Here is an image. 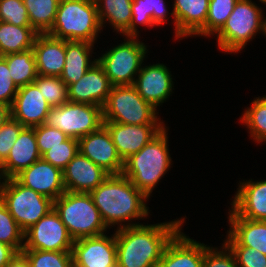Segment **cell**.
<instances>
[{
	"label": "cell",
	"instance_id": "cell-1",
	"mask_svg": "<svg viewBox=\"0 0 266 267\" xmlns=\"http://www.w3.org/2000/svg\"><path fill=\"white\" fill-rule=\"evenodd\" d=\"M184 220L117 229V267H159L167 243L182 228Z\"/></svg>",
	"mask_w": 266,
	"mask_h": 267
},
{
	"label": "cell",
	"instance_id": "cell-2",
	"mask_svg": "<svg viewBox=\"0 0 266 267\" xmlns=\"http://www.w3.org/2000/svg\"><path fill=\"white\" fill-rule=\"evenodd\" d=\"M89 194L107 228L118 224L117 229L139 225L121 222L142 219L150 213L144 203L148 198L123 174H110Z\"/></svg>",
	"mask_w": 266,
	"mask_h": 267
},
{
	"label": "cell",
	"instance_id": "cell-3",
	"mask_svg": "<svg viewBox=\"0 0 266 267\" xmlns=\"http://www.w3.org/2000/svg\"><path fill=\"white\" fill-rule=\"evenodd\" d=\"M166 127L139 152L124 161L122 174L147 198L170 168Z\"/></svg>",
	"mask_w": 266,
	"mask_h": 267
},
{
	"label": "cell",
	"instance_id": "cell-4",
	"mask_svg": "<svg viewBox=\"0 0 266 267\" xmlns=\"http://www.w3.org/2000/svg\"><path fill=\"white\" fill-rule=\"evenodd\" d=\"M100 30L95 0H60L55 22L47 34L66 41L94 44Z\"/></svg>",
	"mask_w": 266,
	"mask_h": 267
},
{
	"label": "cell",
	"instance_id": "cell-5",
	"mask_svg": "<svg viewBox=\"0 0 266 267\" xmlns=\"http://www.w3.org/2000/svg\"><path fill=\"white\" fill-rule=\"evenodd\" d=\"M54 210L59 214L74 241L99 236L107 230L89 193L65 191L54 200Z\"/></svg>",
	"mask_w": 266,
	"mask_h": 267
},
{
	"label": "cell",
	"instance_id": "cell-6",
	"mask_svg": "<svg viewBox=\"0 0 266 267\" xmlns=\"http://www.w3.org/2000/svg\"><path fill=\"white\" fill-rule=\"evenodd\" d=\"M3 180L0 182V200L24 232L54 209L51 198L25 187L15 178Z\"/></svg>",
	"mask_w": 266,
	"mask_h": 267
},
{
	"label": "cell",
	"instance_id": "cell-7",
	"mask_svg": "<svg viewBox=\"0 0 266 267\" xmlns=\"http://www.w3.org/2000/svg\"><path fill=\"white\" fill-rule=\"evenodd\" d=\"M156 110L133 85L112 86L102 107L104 121L129 125L163 124Z\"/></svg>",
	"mask_w": 266,
	"mask_h": 267
},
{
	"label": "cell",
	"instance_id": "cell-8",
	"mask_svg": "<svg viewBox=\"0 0 266 267\" xmlns=\"http://www.w3.org/2000/svg\"><path fill=\"white\" fill-rule=\"evenodd\" d=\"M262 10L251 0H238L229 18L217 32L219 49L233 53L242 50L247 42L262 31Z\"/></svg>",
	"mask_w": 266,
	"mask_h": 267
},
{
	"label": "cell",
	"instance_id": "cell-9",
	"mask_svg": "<svg viewBox=\"0 0 266 267\" xmlns=\"http://www.w3.org/2000/svg\"><path fill=\"white\" fill-rule=\"evenodd\" d=\"M126 38L97 59L112 86L133 85L148 51L137 37Z\"/></svg>",
	"mask_w": 266,
	"mask_h": 267
},
{
	"label": "cell",
	"instance_id": "cell-10",
	"mask_svg": "<svg viewBox=\"0 0 266 267\" xmlns=\"http://www.w3.org/2000/svg\"><path fill=\"white\" fill-rule=\"evenodd\" d=\"M45 124L79 139L104 124L102 107L68 101L58 107H51Z\"/></svg>",
	"mask_w": 266,
	"mask_h": 267
},
{
	"label": "cell",
	"instance_id": "cell-11",
	"mask_svg": "<svg viewBox=\"0 0 266 267\" xmlns=\"http://www.w3.org/2000/svg\"><path fill=\"white\" fill-rule=\"evenodd\" d=\"M24 241L23 249L41 251H72L74 242L54 209L24 232Z\"/></svg>",
	"mask_w": 266,
	"mask_h": 267
},
{
	"label": "cell",
	"instance_id": "cell-12",
	"mask_svg": "<svg viewBox=\"0 0 266 267\" xmlns=\"http://www.w3.org/2000/svg\"><path fill=\"white\" fill-rule=\"evenodd\" d=\"M71 253L73 267H117L115 233L75 240Z\"/></svg>",
	"mask_w": 266,
	"mask_h": 267
},
{
	"label": "cell",
	"instance_id": "cell-13",
	"mask_svg": "<svg viewBox=\"0 0 266 267\" xmlns=\"http://www.w3.org/2000/svg\"><path fill=\"white\" fill-rule=\"evenodd\" d=\"M78 149L96 165L109 174H122L124 162L118 155L107 127L99 129L78 139Z\"/></svg>",
	"mask_w": 266,
	"mask_h": 267
},
{
	"label": "cell",
	"instance_id": "cell-14",
	"mask_svg": "<svg viewBox=\"0 0 266 267\" xmlns=\"http://www.w3.org/2000/svg\"><path fill=\"white\" fill-rule=\"evenodd\" d=\"M104 125L123 162L139 152L165 128L164 124L129 125L111 121H104Z\"/></svg>",
	"mask_w": 266,
	"mask_h": 267
},
{
	"label": "cell",
	"instance_id": "cell-15",
	"mask_svg": "<svg viewBox=\"0 0 266 267\" xmlns=\"http://www.w3.org/2000/svg\"><path fill=\"white\" fill-rule=\"evenodd\" d=\"M20 184L35 192L58 199L65 191L63 171L42 158L14 177Z\"/></svg>",
	"mask_w": 266,
	"mask_h": 267
},
{
	"label": "cell",
	"instance_id": "cell-16",
	"mask_svg": "<svg viewBox=\"0 0 266 267\" xmlns=\"http://www.w3.org/2000/svg\"><path fill=\"white\" fill-rule=\"evenodd\" d=\"M111 88L112 84L103 67L96 62L79 81L67 88L68 101L103 107Z\"/></svg>",
	"mask_w": 266,
	"mask_h": 267
},
{
	"label": "cell",
	"instance_id": "cell-17",
	"mask_svg": "<svg viewBox=\"0 0 266 267\" xmlns=\"http://www.w3.org/2000/svg\"><path fill=\"white\" fill-rule=\"evenodd\" d=\"M50 108L39 88L31 83L18 89L10 113L24 127H35L45 124Z\"/></svg>",
	"mask_w": 266,
	"mask_h": 267
},
{
	"label": "cell",
	"instance_id": "cell-18",
	"mask_svg": "<svg viewBox=\"0 0 266 267\" xmlns=\"http://www.w3.org/2000/svg\"><path fill=\"white\" fill-rule=\"evenodd\" d=\"M110 174L78 152L63 170L66 191L90 193Z\"/></svg>",
	"mask_w": 266,
	"mask_h": 267
},
{
	"label": "cell",
	"instance_id": "cell-19",
	"mask_svg": "<svg viewBox=\"0 0 266 267\" xmlns=\"http://www.w3.org/2000/svg\"><path fill=\"white\" fill-rule=\"evenodd\" d=\"M133 87L140 96L154 108L164 103L169 98L173 81L170 71L164 64H153L141 67Z\"/></svg>",
	"mask_w": 266,
	"mask_h": 267
},
{
	"label": "cell",
	"instance_id": "cell-20",
	"mask_svg": "<svg viewBox=\"0 0 266 267\" xmlns=\"http://www.w3.org/2000/svg\"><path fill=\"white\" fill-rule=\"evenodd\" d=\"M41 159L34 127H24L6 160L0 165V179L14 178L24 169Z\"/></svg>",
	"mask_w": 266,
	"mask_h": 267
},
{
	"label": "cell",
	"instance_id": "cell-21",
	"mask_svg": "<svg viewBox=\"0 0 266 267\" xmlns=\"http://www.w3.org/2000/svg\"><path fill=\"white\" fill-rule=\"evenodd\" d=\"M205 244L190 239L181 229L167 243L159 267H203Z\"/></svg>",
	"mask_w": 266,
	"mask_h": 267
},
{
	"label": "cell",
	"instance_id": "cell-22",
	"mask_svg": "<svg viewBox=\"0 0 266 267\" xmlns=\"http://www.w3.org/2000/svg\"><path fill=\"white\" fill-rule=\"evenodd\" d=\"M230 229L226 246H246L266 255V221L250 220L229 212Z\"/></svg>",
	"mask_w": 266,
	"mask_h": 267
},
{
	"label": "cell",
	"instance_id": "cell-23",
	"mask_svg": "<svg viewBox=\"0 0 266 267\" xmlns=\"http://www.w3.org/2000/svg\"><path fill=\"white\" fill-rule=\"evenodd\" d=\"M38 75L61 76L65 65L66 40L49 34H38L34 46Z\"/></svg>",
	"mask_w": 266,
	"mask_h": 267
},
{
	"label": "cell",
	"instance_id": "cell-24",
	"mask_svg": "<svg viewBox=\"0 0 266 267\" xmlns=\"http://www.w3.org/2000/svg\"><path fill=\"white\" fill-rule=\"evenodd\" d=\"M231 205L232 210L240 217L266 221V180L240 182Z\"/></svg>",
	"mask_w": 266,
	"mask_h": 267
},
{
	"label": "cell",
	"instance_id": "cell-25",
	"mask_svg": "<svg viewBox=\"0 0 266 267\" xmlns=\"http://www.w3.org/2000/svg\"><path fill=\"white\" fill-rule=\"evenodd\" d=\"M173 15L176 39L196 34L205 26L209 0H174Z\"/></svg>",
	"mask_w": 266,
	"mask_h": 267
},
{
	"label": "cell",
	"instance_id": "cell-26",
	"mask_svg": "<svg viewBox=\"0 0 266 267\" xmlns=\"http://www.w3.org/2000/svg\"><path fill=\"white\" fill-rule=\"evenodd\" d=\"M93 44L86 41H66L65 65L61 73V79L67 88L79 81L86 71L97 62L90 59Z\"/></svg>",
	"mask_w": 266,
	"mask_h": 267
},
{
	"label": "cell",
	"instance_id": "cell-27",
	"mask_svg": "<svg viewBox=\"0 0 266 267\" xmlns=\"http://www.w3.org/2000/svg\"><path fill=\"white\" fill-rule=\"evenodd\" d=\"M132 20L129 28L123 33L126 37H138L136 24L146 27L160 26L168 20V10L164 0H133L132 5Z\"/></svg>",
	"mask_w": 266,
	"mask_h": 267
},
{
	"label": "cell",
	"instance_id": "cell-28",
	"mask_svg": "<svg viewBox=\"0 0 266 267\" xmlns=\"http://www.w3.org/2000/svg\"><path fill=\"white\" fill-rule=\"evenodd\" d=\"M38 33L31 26L0 21V56L32 49Z\"/></svg>",
	"mask_w": 266,
	"mask_h": 267
},
{
	"label": "cell",
	"instance_id": "cell-29",
	"mask_svg": "<svg viewBox=\"0 0 266 267\" xmlns=\"http://www.w3.org/2000/svg\"><path fill=\"white\" fill-rule=\"evenodd\" d=\"M98 18L103 28L108 22L119 33H124L132 20L131 5L133 0H95ZM106 19V20H105ZM106 21V22H104Z\"/></svg>",
	"mask_w": 266,
	"mask_h": 267
},
{
	"label": "cell",
	"instance_id": "cell-30",
	"mask_svg": "<svg viewBox=\"0 0 266 267\" xmlns=\"http://www.w3.org/2000/svg\"><path fill=\"white\" fill-rule=\"evenodd\" d=\"M7 62L10 77L18 88L31 84L37 78V67L33 49L3 56Z\"/></svg>",
	"mask_w": 266,
	"mask_h": 267
},
{
	"label": "cell",
	"instance_id": "cell-31",
	"mask_svg": "<svg viewBox=\"0 0 266 267\" xmlns=\"http://www.w3.org/2000/svg\"><path fill=\"white\" fill-rule=\"evenodd\" d=\"M31 27L38 34L48 33L56 18L60 0H23Z\"/></svg>",
	"mask_w": 266,
	"mask_h": 267
},
{
	"label": "cell",
	"instance_id": "cell-32",
	"mask_svg": "<svg viewBox=\"0 0 266 267\" xmlns=\"http://www.w3.org/2000/svg\"><path fill=\"white\" fill-rule=\"evenodd\" d=\"M238 0H209L205 26L196 34L215 35L225 24ZM214 33V34H213Z\"/></svg>",
	"mask_w": 266,
	"mask_h": 267
},
{
	"label": "cell",
	"instance_id": "cell-33",
	"mask_svg": "<svg viewBox=\"0 0 266 267\" xmlns=\"http://www.w3.org/2000/svg\"><path fill=\"white\" fill-rule=\"evenodd\" d=\"M251 104L240 121L249 128L251 137L260 143L266 141V96L257 97Z\"/></svg>",
	"mask_w": 266,
	"mask_h": 267
},
{
	"label": "cell",
	"instance_id": "cell-34",
	"mask_svg": "<svg viewBox=\"0 0 266 267\" xmlns=\"http://www.w3.org/2000/svg\"><path fill=\"white\" fill-rule=\"evenodd\" d=\"M51 107L68 102L67 85L58 76L38 75L33 82Z\"/></svg>",
	"mask_w": 266,
	"mask_h": 267
},
{
	"label": "cell",
	"instance_id": "cell-35",
	"mask_svg": "<svg viewBox=\"0 0 266 267\" xmlns=\"http://www.w3.org/2000/svg\"><path fill=\"white\" fill-rule=\"evenodd\" d=\"M24 231L16 223L7 207L0 200V242L11 246L17 253L24 247Z\"/></svg>",
	"mask_w": 266,
	"mask_h": 267
},
{
	"label": "cell",
	"instance_id": "cell-36",
	"mask_svg": "<svg viewBox=\"0 0 266 267\" xmlns=\"http://www.w3.org/2000/svg\"><path fill=\"white\" fill-rule=\"evenodd\" d=\"M30 267H73L71 251H41L23 249Z\"/></svg>",
	"mask_w": 266,
	"mask_h": 267
},
{
	"label": "cell",
	"instance_id": "cell-37",
	"mask_svg": "<svg viewBox=\"0 0 266 267\" xmlns=\"http://www.w3.org/2000/svg\"><path fill=\"white\" fill-rule=\"evenodd\" d=\"M78 152V139L69 137L60 145L51 147L41 158L63 171Z\"/></svg>",
	"mask_w": 266,
	"mask_h": 267
},
{
	"label": "cell",
	"instance_id": "cell-38",
	"mask_svg": "<svg viewBox=\"0 0 266 267\" xmlns=\"http://www.w3.org/2000/svg\"><path fill=\"white\" fill-rule=\"evenodd\" d=\"M0 21L16 26H31L23 0H0Z\"/></svg>",
	"mask_w": 266,
	"mask_h": 267
},
{
	"label": "cell",
	"instance_id": "cell-39",
	"mask_svg": "<svg viewBox=\"0 0 266 267\" xmlns=\"http://www.w3.org/2000/svg\"><path fill=\"white\" fill-rule=\"evenodd\" d=\"M34 132L37 141V147L41 156L46 151L51 149V147L60 145V143L66 141L69 138V136H67L59 129L49 127L46 124L35 126Z\"/></svg>",
	"mask_w": 266,
	"mask_h": 267
},
{
	"label": "cell",
	"instance_id": "cell-40",
	"mask_svg": "<svg viewBox=\"0 0 266 267\" xmlns=\"http://www.w3.org/2000/svg\"><path fill=\"white\" fill-rule=\"evenodd\" d=\"M24 126L11 116L0 128V165L8 157L14 142Z\"/></svg>",
	"mask_w": 266,
	"mask_h": 267
},
{
	"label": "cell",
	"instance_id": "cell-41",
	"mask_svg": "<svg viewBox=\"0 0 266 267\" xmlns=\"http://www.w3.org/2000/svg\"><path fill=\"white\" fill-rule=\"evenodd\" d=\"M238 267H266V255L246 246H227Z\"/></svg>",
	"mask_w": 266,
	"mask_h": 267
},
{
	"label": "cell",
	"instance_id": "cell-42",
	"mask_svg": "<svg viewBox=\"0 0 266 267\" xmlns=\"http://www.w3.org/2000/svg\"><path fill=\"white\" fill-rule=\"evenodd\" d=\"M222 251L205 245L203 267H238L233 253L223 244Z\"/></svg>",
	"mask_w": 266,
	"mask_h": 267
},
{
	"label": "cell",
	"instance_id": "cell-43",
	"mask_svg": "<svg viewBox=\"0 0 266 267\" xmlns=\"http://www.w3.org/2000/svg\"><path fill=\"white\" fill-rule=\"evenodd\" d=\"M18 89L10 77L5 58L0 56V102L11 107Z\"/></svg>",
	"mask_w": 266,
	"mask_h": 267
},
{
	"label": "cell",
	"instance_id": "cell-44",
	"mask_svg": "<svg viewBox=\"0 0 266 267\" xmlns=\"http://www.w3.org/2000/svg\"><path fill=\"white\" fill-rule=\"evenodd\" d=\"M16 253L11 246L0 242V267H5Z\"/></svg>",
	"mask_w": 266,
	"mask_h": 267
},
{
	"label": "cell",
	"instance_id": "cell-45",
	"mask_svg": "<svg viewBox=\"0 0 266 267\" xmlns=\"http://www.w3.org/2000/svg\"><path fill=\"white\" fill-rule=\"evenodd\" d=\"M5 267H30L29 261L22 253H16Z\"/></svg>",
	"mask_w": 266,
	"mask_h": 267
},
{
	"label": "cell",
	"instance_id": "cell-46",
	"mask_svg": "<svg viewBox=\"0 0 266 267\" xmlns=\"http://www.w3.org/2000/svg\"><path fill=\"white\" fill-rule=\"evenodd\" d=\"M10 116V106L0 102V128L4 125V123Z\"/></svg>",
	"mask_w": 266,
	"mask_h": 267
},
{
	"label": "cell",
	"instance_id": "cell-47",
	"mask_svg": "<svg viewBox=\"0 0 266 267\" xmlns=\"http://www.w3.org/2000/svg\"><path fill=\"white\" fill-rule=\"evenodd\" d=\"M262 19V32H264L263 34L266 35V19Z\"/></svg>",
	"mask_w": 266,
	"mask_h": 267
},
{
	"label": "cell",
	"instance_id": "cell-48",
	"mask_svg": "<svg viewBox=\"0 0 266 267\" xmlns=\"http://www.w3.org/2000/svg\"><path fill=\"white\" fill-rule=\"evenodd\" d=\"M261 3L266 4V0H259Z\"/></svg>",
	"mask_w": 266,
	"mask_h": 267
}]
</instances>
